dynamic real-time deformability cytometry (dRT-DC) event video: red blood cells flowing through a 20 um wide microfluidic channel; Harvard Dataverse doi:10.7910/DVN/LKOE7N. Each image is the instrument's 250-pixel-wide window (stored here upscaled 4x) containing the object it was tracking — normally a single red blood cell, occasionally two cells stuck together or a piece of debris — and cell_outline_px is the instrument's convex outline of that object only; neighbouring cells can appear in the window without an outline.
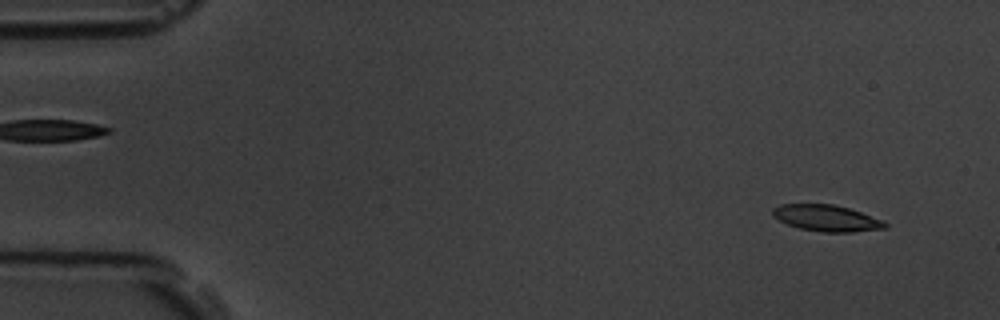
{"species": "common noctule bat (a hibernating species)", "species_latin": "Nyctalus noctula", "temperature_condition": "room temperature", "stored_images_in_passage": 7, "camera_frame_rate_fps": 3000, "um_per_image_px": 0.085, "animal": {"sex": "male", "body_mass_g": 19.5, "forearm_length_mm": 54.6}, "frame": {"image": 1, "passage_image": 1, "time_ms": 0.0, "image_size_px": [1000, 320], "cell_outline_px": [[888, 228], [852, 232], [824, 232], [800, 228], [788, 224], [772, 216], [772, 208], [780, 204], [832, 204], [848, 208], [884, 220], [888, 224]], "centroid_in_image_um": [70.28, 18.54], "position_along_channel_um": 14.7, "area_um2": 17.22}}
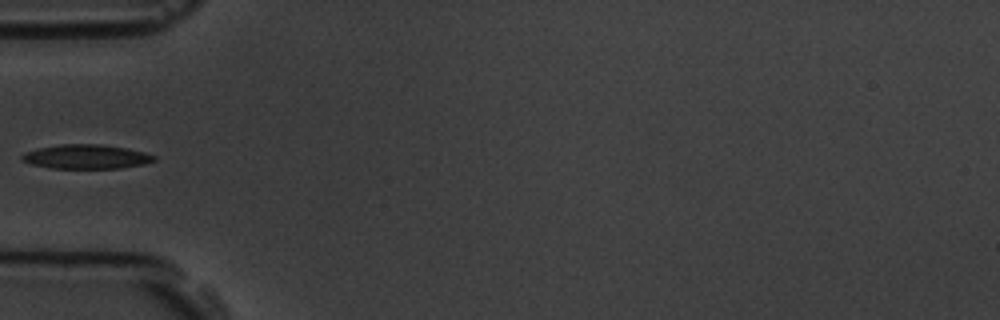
{"frame": {"image": 2, "passage_image": 5, "time_ms": 4.667, "image_size_px": [1000, 320], "cell_outline_px": [[156, 160], [144, 164], [120, 168], [52, 168], [32, 164], [20, 160], [20, 156], [24, 152], [40, 148], [60, 144], [100, 144], [128, 148], [144, 152], [156, 156]], "centroid_in_image_um": [7.33, 13.31], "position_along_channel_um": 77.7, "area_um2": 18.67}}
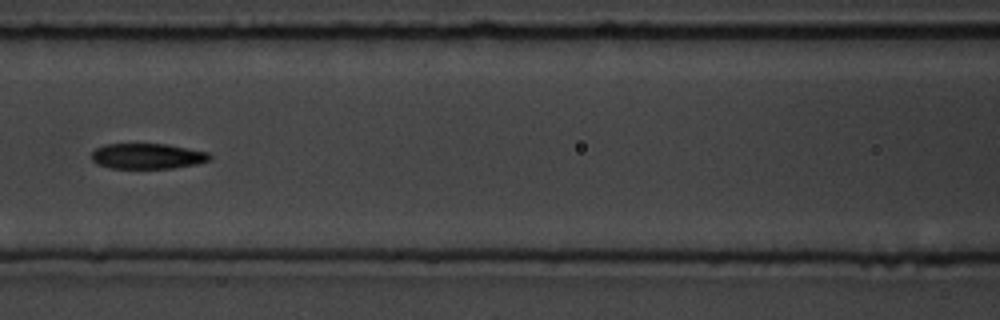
{"frame": {"image": 3, "passage_image": 7, "time_ms": 6.667, "image_size_px": [1000, 320], "cell_outline_px": [[212, 160], [196, 164], [172, 168], [108, 168], [96, 164], [92, 160], [92, 152], [96, 148], [104, 144], [168, 144], [208, 152], [212, 156]], "centroid_in_image_um": [12.54, 13.27], "position_along_channel_um": 154.1, "area_um2": 17.69}}